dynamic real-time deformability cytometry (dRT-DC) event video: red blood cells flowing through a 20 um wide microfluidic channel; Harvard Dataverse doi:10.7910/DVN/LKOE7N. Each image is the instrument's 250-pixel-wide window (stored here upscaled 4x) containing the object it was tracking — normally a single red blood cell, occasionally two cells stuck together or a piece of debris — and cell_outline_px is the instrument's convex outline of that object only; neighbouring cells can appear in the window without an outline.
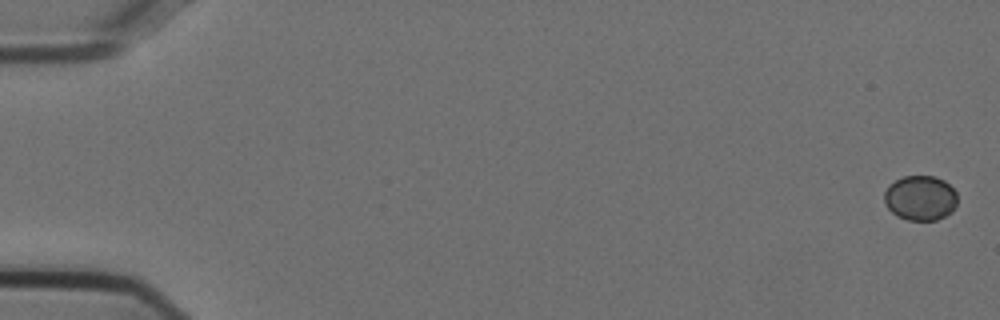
{"species": "Egyptian fruit bat (a non-hibernating species)", "species_latin": "Rousettus aegyptiacus", "temperature_condition": "cold", "stored_images_in_passage": 56, "camera_frame_rate_fps": 3000, "um_per_image_px": 0.085, "animal": {"sex": "female"}, "frame": {"image": 1, "passage_image": 1, "time_ms": 0.0, "image_size_px": [1000, 320], "cell_outline_px": [[956, 204], [952, 212], [936, 220], [908, 220], [896, 216], [888, 208], [884, 200], [884, 192], [888, 184], [904, 176], [936, 176], [944, 180], [956, 192]], "centroid_in_image_um": [78.21, 16.82], "position_along_channel_um": 6.8, "area_um2": 19.19}}
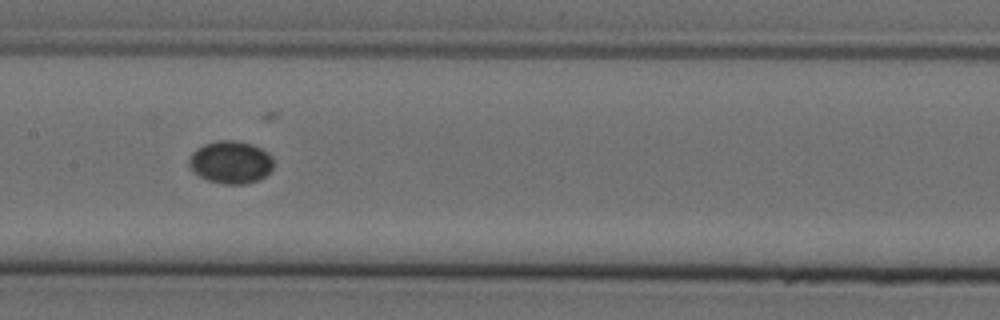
{"frame": {"image": 2, "passage_image": 28, "time_ms": 9.0, "image_size_px": [1000, 320], "cell_outline_px": [[272, 168], [264, 176], [256, 180], [244, 184], [224, 184], [208, 180], [192, 172], [188, 164], [188, 160], [192, 152], [196, 148], [204, 144], [216, 140], [236, 140], [252, 144], [268, 152], [272, 156]], "centroid_in_image_um": [19.57, 13.77], "position_along_channel_um": 187.8, "area_um2": 21.04}}
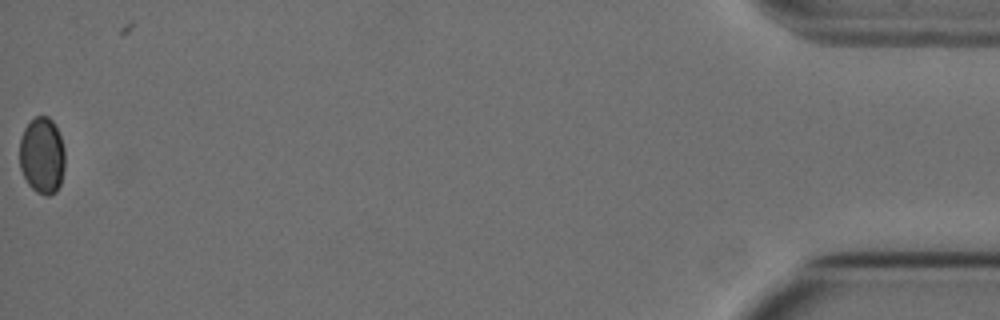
{"frame": {"image": 3, "passage_image": 55, "time_ms": 18.0, "image_size_px": [1000, 320], "cell_outline_px": [[64, 168], [60, 184], [56, 192], [48, 196], [44, 196], [36, 192], [28, 184], [20, 168], [20, 140], [24, 128], [36, 116], [48, 116], [52, 120], [60, 136], [64, 148]], "centroid_in_image_um": [3.58, 13.24], "position_along_channel_um": 431.6, "area_um2": 20.23}}